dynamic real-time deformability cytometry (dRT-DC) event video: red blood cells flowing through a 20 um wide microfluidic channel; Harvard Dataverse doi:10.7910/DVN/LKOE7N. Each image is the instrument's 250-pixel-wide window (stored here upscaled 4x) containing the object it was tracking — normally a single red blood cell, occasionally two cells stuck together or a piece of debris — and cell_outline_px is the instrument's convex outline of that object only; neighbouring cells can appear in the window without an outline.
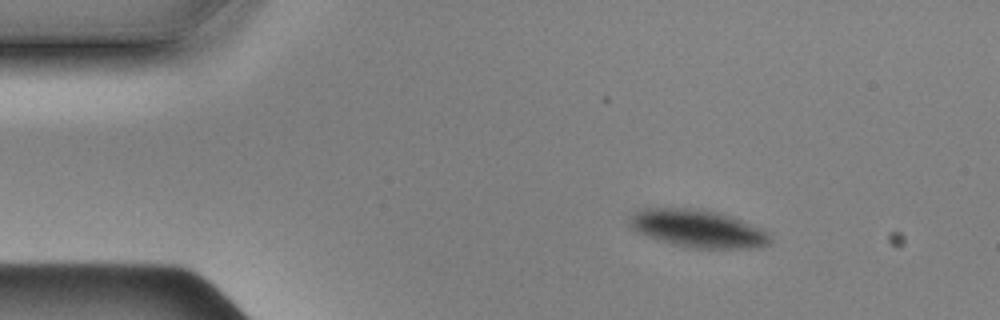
{"species": "Egyptian fruit bat (a non-hibernating species)", "species_latin": "Rousettus aegyptiacus", "temperature_condition": "cold", "stored_images_in_passage": 50, "camera_frame_rate_fps": 3000, "um_per_image_px": 0.085, "animal": {"sex": "male"}, "frame": {"image": 1, "passage_image": 1, "time_ms": 0.0, "image_size_px": [1000, 320], "cell_outline_px": [[772, 240], [768, 244], [760, 248], [692, 248], [672, 244], [636, 232], [628, 224], [628, 220], [636, 212], [644, 208], [692, 208], [712, 212], [728, 216], [740, 220], [764, 232]], "centroid_in_image_um": [59.25, 19.44], "position_along_channel_um": 25.8, "area_um2": 30.11}}
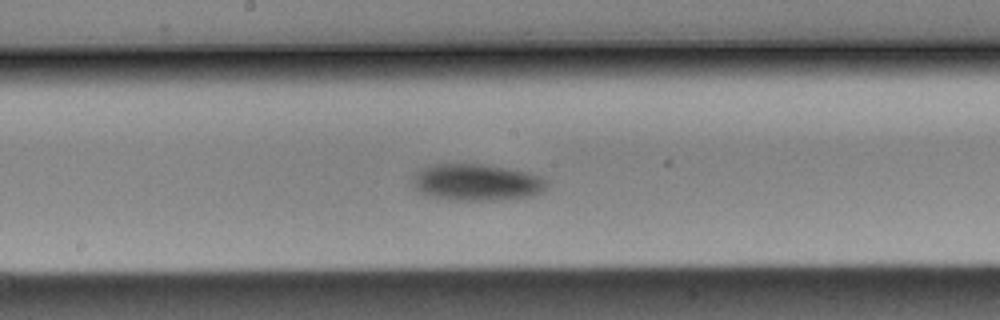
{"frame": {"image": 2, "passage_image": 22, "time_ms": 7.0, "image_size_px": [1000, 320], "cell_outline_px": [[548, 184], [544, 192], [532, 196], [500, 200], [448, 200], [416, 192], [412, 188], [408, 176], [420, 168], [432, 164], [484, 164], [532, 172], [548, 180]], "centroid_in_image_um": [40.46, 15.49], "position_along_channel_um": 207.7, "area_um2": 29.71}}
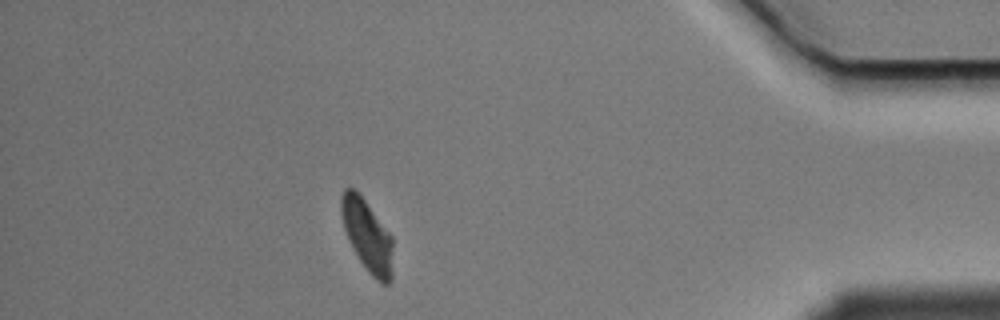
{"frame": {"image": 3, "passage_image": 43, "time_ms": 14.0, "image_size_px": [1000, 320], "cell_outline_px": [[392, 280], [388, 284], [380, 284], [368, 272], [352, 248], [344, 228], [340, 212], [340, 196], [344, 188], [352, 188], [364, 200], [392, 236]], "centroid_in_image_um": [31.21, 20.06], "position_along_channel_um": 404.0, "area_um2": 21.5}}